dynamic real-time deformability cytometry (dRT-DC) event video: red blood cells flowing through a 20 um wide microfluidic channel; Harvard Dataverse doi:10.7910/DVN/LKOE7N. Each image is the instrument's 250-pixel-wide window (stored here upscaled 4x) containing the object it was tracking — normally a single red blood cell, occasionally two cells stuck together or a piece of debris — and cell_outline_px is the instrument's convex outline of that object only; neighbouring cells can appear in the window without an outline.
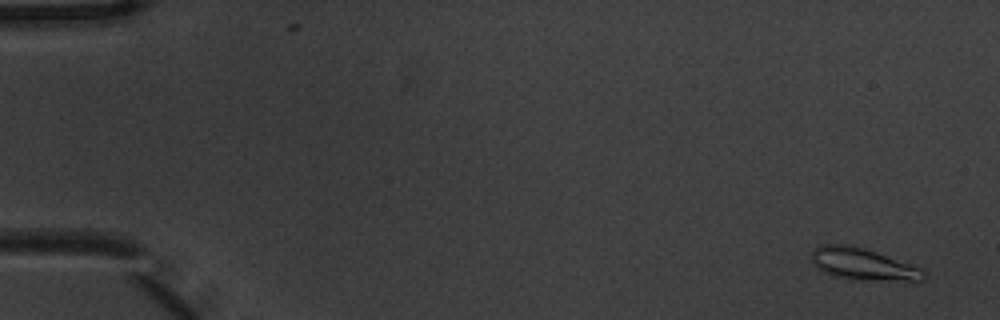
{"species": "common noctule bat (a hibernating species)", "species_latin": "Nyctalus noctula", "temperature_condition": "warm", "stored_images_in_passage": 5, "camera_frame_rate_fps": 3000, "um_per_image_px": 0.085, "animal": {"sex": "male", "body_mass_g": 20.1, "forearm_length_mm": 53.5}, "frame": {"image": 1, "passage_image": 1, "time_ms": 0.0, "image_size_px": [1000, 320], "cell_outline_px": [[924, 280], [912, 284], [856, 280], [832, 276], [816, 268], [812, 260], [812, 252], [820, 244], [844, 244], [864, 248], [876, 252], [920, 268], [924, 272]], "centroid_in_image_um": [73.42, 22.52], "position_along_channel_um": 11.6, "area_um2": 21.5}}
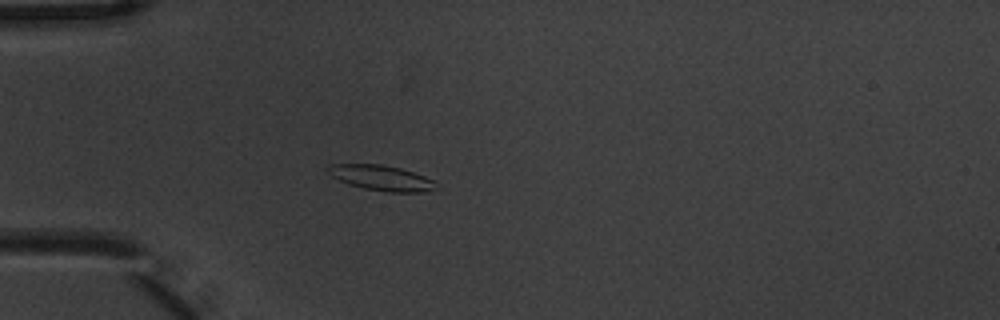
{"frame": {"image": 2, "passage_image": 5, "time_ms": 1.333, "image_size_px": [1000, 320], "cell_outline_px": [[432, 188], [424, 192], [388, 192], [364, 188], [348, 184], [332, 176], [324, 168], [328, 164], [384, 164], [400, 168], [424, 176], [432, 180]], "centroid_in_image_um": [32.31, 15.1], "position_along_channel_um": 52.7, "area_um2": 15.66}}